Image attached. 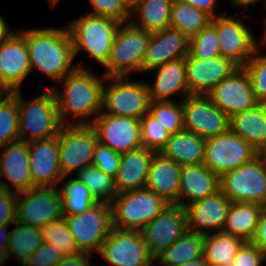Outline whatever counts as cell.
I'll list each match as a JSON object with an SVG mask.
<instances>
[{"instance_id":"cell-1","label":"cell","mask_w":266,"mask_h":266,"mask_svg":"<svg viewBox=\"0 0 266 266\" xmlns=\"http://www.w3.org/2000/svg\"><path fill=\"white\" fill-rule=\"evenodd\" d=\"M105 78L104 74L99 77L80 63L72 73L60 81L61 87L63 86L61 90L58 86H51L57 99L60 119L64 125L93 122L102 111ZM92 117L91 121L88 120Z\"/></svg>"},{"instance_id":"cell-2","label":"cell","mask_w":266,"mask_h":266,"mask_svg":"<svg viewBox=\"0 0 266 266\" xmlns=\"http://www.w3.org/2000/svg\"><path fill=\"white\" fill-rule=\"evenodd\" d=\"M26 44L31 70L38 69L54 82L72 73L74 53L68 28L26 30Z\"/></svg>"},{"instance_id":"cell-3","label":"cell","mask_w":266,"mask_h":266,"mask_svg":"<svg viewBox=\"0 0 266 266\" xmlns=\"http://www.w3.org/2000/svg\"><path fill=\"white\" fill-rule=\"evenodd\" d=\"M18 90L19 137L26 143L53 138L60 134L63 123L60 119L57 99L50 87L32 100H23Z\"/></svg>"},{"instance_id":"cell-4","label":"cell","mask_w":266,"mask_h":266,"mask_svg":"<svg viewBox=\"0 0 266 266\" xmlns=\"http://www.w3.org/2000/svg\"><path fill=\"white\" fill-rule=\"evenodd\" d=\"M121 24L114 19L91 14L68 24L74 57L80 50H84L98 63L105 66Z\"/></svg>"},{"instance_id":"cell-5","label":"cell","mask_w":266,"mask_h":266,"mask_svg":"<svg viewBox=\"0 0 266 266\" xmlns=\"http://www.w3.org/2000/svg\"><path fill=\"white\" fill-rule=\"evenodd\" d=\"M168 205L163 198L147 188L118 193L111 202L113 227L141 230Z\"/></svg>"},{"instance_id":"cell-6","label":"cell","mask_w":266,"mask_h":266,"mask_svg":"<svg viewBox=\"0 0 266 266\" xmlns=\"http://www.w3.org/2000/svg\"><path fill=\"white\" fill-rule=\"evenodd\" d=\"M151 33L137 28L131 22L122 23L113 41L109 60L105 64L106 77H124L141 73L142 62Z\"/></svg>"},{"instance_id":"cell-7","label":"cell","mask_w":266,"mask_h":266,"mask_svg":"<svg viewBox=\"0 0 266 266\" xmlns=\"http://www.w3.org/2000/svg\"><path fill=\"white\" fill-rule=\"evenodd\" d=\"M80 252L99 253L103 242L113 229L111 203L97 202L87 211L63 215Z\"/></svg>"},{"instance_id":"cell-8","label":"cell","mask_w":266,"mask_h":266,"mask_svg":"<svg viewBox=\"0 0 266 266\" xmlns=\"http://www.w3.org/2000/svg\"><path fill=\"white\" fill-rule=\"evenodd\" d=\"M105 81L102 109L106 112L101 113L137 119L148 113L150 99L146 82L128 81V76L106 77Z\"/></svg>"},{"instance_id":"cell-9","label":"cell","mask_w":266,"mask_h":266,"mask_svg":"<svg viewBox=\"0 0 266 266\" xmlns=\"http://www.w3.org/2000/svg\"><path fill=\"white\" fill-rule=\"evenodd\" d=\"M257 156L256 149L228 129L217 136L206 138L203 164L220 177Z\"/></svg>"},{"instance_id":"cell-10","label":"cell","mask_w":266,"mask_h":266,"mask_svg":"<svg viewBox=\"0 0 266 266\" xmlns=\"http://www.w3.org/2000/svg\"><path fill=\"white\" fill-rule=\"evenodd\" d=\"M219 188L232 202L266 206V164L255 157L240 168L220 176Z\"/></svg>"},{"instance_id":"cell-11","label":"cell","mask_w":266,"mask_h":266,"mask_svg":"<svg viewBox=\"0 0 266 266\" xmlns=\"http://www.w3.org/2000/svg\"><path fill=\"white\" fill-rule=\"evenodd\" d=\"M98 143L95 129L90 124L63 125L59 134V162L64 179L92 165Z\"/></svg>"},{"instance_id":"cell-12","label":"cell","mask_w":266,"mask_h":266,"mask_svg":"<svg viewBox=\"0 0 266 266\" xmlns=\"http://www.w3.org/2000/svg\"><path fill=\"white\" fill-rule=\"evenodd\" d=\"M62 217V200L57 187H33L17 193V222L42 228Z\"/></svg>"},{"instance_id":"cell-13","label":"cell","mask_w":266,"mask_h":266,"mask_svg":"<svg viewBox=\"0 0 266 266\" xmlns=\"http://www.w3.org/2000/svg\"><path fill=\"white\" fill-rule=\"evenodd\" d=\"M99 255L113 266H150L155 263L140 230L113 227Z\"/></svg>"},{"instance_id":"cell-14","label":"cell","mask_w":266,"mask_h":266,"mask_svg":"<svg viewBox=\"0 0 266 266\" xmlns=\"http://www.w3.org/2000/svg\"><path fill=\"white\" fill-rule=\"evenodd\" d=\"M219 39L220 54L230 59L238 67H243L261 47L262 40L257 43L250 29L243 21L222 13L211 19ZM259 44V45H258Z\"/></svg>"},{"instance_id":"cell-15","label":"cell","mask_w":266,"mask_h":266,"mask_svg":"<svg viewBox=\"0 0 266 266\" xmlns=\"http://www.w3.org/2000/svg\"><path fill=\"white\" fill-rule=\"evenodd\" d=\"M98 142L123 154L143 147L140 119L101 113L90 124Z\"/></svg>"},{"instance_id":"cell-16","label":"cell","mask_w":266,"mask_h":266,"mask_svg":"<svg viewBox=\"0 0 266 266\" xmlns=\"http://www.w3.org/2000/svg\"><path fill=\"white\" fill-rule=\"evenodd\" d=\"M182 100L184 129L203 138L217 136L229 129V117L207 95H188Z\"/></svg>"},{"instance_id":"cell-17","label":"cell","mask_w":266,"mask_h":266,"mask_svg":"<svg viewBox=\"0 0 266 266\" xmlns=\"http://www.w3.org/2000/svg\"><path fill=\"white\" fill-rule=\"evenodd\" d=\"M187 230L185 208L177 204H169L140 232L150 254L156 258Z\"/></svg>"},{"instance_id":"cell-18","label":"cell","mask_w":266,"mask_h":266,"mask_svg":"<svg viewBox=\"0 0 266 266\" xmlns=\"http://www.w3.org/2000/svg\"><path fill=\"white\" fill-rule=\"evenodd\" d=\"M207 96L228 117L259 104L253 95L250 78L243 67H239L217 84Z\"/></svg>"},{"instance_id":"cell-19","label":"cell","mask_w":266,"mask_h":266,"mask_svg":"<svg viewBox=\"0 0 266 266\" xmlns=\"http://www.w3.org/2000/svg\"><path fill=\"white\" fill-rule=\"evenodd\" d=\"M32 72L29 62L26 30L13 34L0 44V85L10 92L21 90V84Z\"/></svg>"},{"instance_id":"cell-20","label":"cell","mask_w":266,"mask_h":266,"mask_svg":"<svg viewBox=\"0 0 266 266\" xmlns=\"http://www.w3.org/2000/svg\"><path fill=\"white\" fill-rule=\"evenodd\" d=\"M232 201L220 190L186 205L188 231L208 234L212 230L221 232Z\"/></svg>"},{"instance_id":"cell-21","label":"cell","mask_w":266,"mask_h":266,"mask_svg":"<svg viewBox=\"0 0 266 266\" xmlns=\"http://www.w3.org/2000/svg\"><path fill=\"white\" fill-rule=\"evenodd\" d=\"M239 67L230 59L217 56L207 59L186 58L189 94L207 95L217 84Z\"/></svg>"},{"instance_id":"cell-22","label":"cell","mask_w":266,"mask_h":266,"mask_svg":"<svg viewBox=\"0 0 266 266\" xmlns=\"http://www.w3.org/2000/svg\"><path fill=\"white\" fill-rule=\"evenodd\" d=\"M30 175L33 187H56L63 181L59 162V135L29 142Z\"/></svg>"},{"instance_id":"cell-23","label":"cell","mask_w":266,"mask_h":266,"mask_svg":"<svg viewBox=\"0 0 266 266\" xmlns=\"http://www.w3.org/2000/svg\"><path fill=\"white\" fill-rule=\"evenodd\" d=\"M2 148H0V186L14 193L33 188L29 169V143L18 140ZM2 177L6 178L8 183L4 182V179L2 181Z\"/></svg>"},{"instance_id":"cell-24","label":"cell","mask_w":266,"mask_h":266,"mask_svg":"<svg viewBox=\"0 0 266 266\" xmlns=\"http://www.w3.org/2000/svg\"><path fill=\"white\" fill-rule=\"evenodd\" d=\"M189 40L184 33L171 27L151 33L141 73L150 72L167 62L186 57Z\"/></svg>"},{"instance_id":"cell-25","label":"cell","mask_w":266,"mask_h":266,"mask_svg":"<svg viewBox=\"0 0 266 266\" xmlns=\"http://www.w3.org/2000/svg\"><path fill=\"white\" fill-rule=\"evenodd\" d=\"M181 166L155 152L150 163L145 188L156 193L169 204L179 205V181Z\"/></svg>"},{"instance_id":"cell-26","label":"cell","mask_w":266,"mask_h":266,"mask_svg":"<svg viewBox=\"0 0 266 266\" xmlns=\"http://www.w3.org/2000/svg\"><path fill=\"white\" fill-rule=\"evenodd\" d=\"M219 185L220 177L206 165L181 166L179 205L184 208L192 202L208 197L220 190Z\"/></svg>"},{"instance_id":"cell-27","label":"cell","mask_w":266,"mask_h":266,"mask_svg":"<svg viewBox=\"0 0 266 266\" xmlns=\"http://www.w3.org/2000/svg\"><path fill=\"white\" fill-rule=\"evenodd\" d=\"M155 70L157 71L155 82L147 83L150 101H172L171 96L178 93L183 99L190 95L186 78V57L167 62L150 72Z\"/></svg>"},{"instance_id":"cell-28","label":"cell","mask_w":266,"mask_h":266,"mask_svg":"<svg viewBox=\"0 0 266 266\" xmlns=\"http://www.w3.org/2000/svg\"><path fill=\"white\" fill-rule=\"evenodd\" d=\"M154 153L153 150L141 147L121 154L119 169L114 178L118 193L145 188Z\"/></svg>"},{"instance_id":"cell-29","label":"cell","mask_w":266,"mask_h":266,"mask_svg":"<svg viewBox=\"0 0 266 266\" xmlns=\"http://www.w3.org/2000/svg\"><path fill=\"white\" fill-rule=\"evenodd\" d=\"M206 139L183 129L170 135L161 153L180 166L203 164Z\"/></svg>"},{"instance_id":"cell-30","label":"cell","mask_w":266,"mask_h":266,"mask_svg":"<svg viewBox=\"0 0 266 266\" xmlns=\"http://www.w3.org/2000/svg\"><path fill=\"white\" fill-rule=\"evenodd\" d=\"M229 129L258 151L266 143V104L229 117Z\"/></svg>"},{"instance_id":"cell-31","label":"cell","mask_w":266,"mask_h":266,"mask_svg":"<svg viewBox=\"0 0 266 266\" xmlns=\"http://www.w3.org/2000/svg\"><path fill=\"white\" fill-rule=\"evenodd\" d=\"M263 208L258 203L232 202L222 232L250 242Z\"/></svg>"},{"instance_id":"cell-32","label":"cell","mask_w":266,"mask_h":266,"mask_svg":"<svg viewBox=\"0 0 266 266\" xmlns=\"http://www.w3.org/2000/svg\"><path fill=\"white\" fill-rule=\"evenodd\" d=\"M174 0H139L131 10L130 22L137 28L153 33L169 27ZM136 15V16H135ZM140 20V21H139Z\"/></svg>"},{"instance_id":"cell-33","label":"cell","mask_w":266,"mask_h":266,"mask_svg":"<svg viewBox=\"0 0 266 266\" xmlns=\"http://www.w3.org/2000/svg\"><path fill=\"white\" fill-rule=\"evenodd\" d=\"M204 234L186 231L156 258L163 265L178 266L203 257Z\"/></svg>"},{"instance_id":"cell-34","label":"cell","mask_w":266,"mask_h":266,"mask_svg":"<svg viewBox=\"0 0 266 266\" xmlns=\"http://www.w3.org/2000/svg\"><path fill=\"white\" fill-rule=\"evenodd\" d=\"M244 241L224 232L204 234L203 258L210 266L233 261Z\"/></svg>"},{"instance_id":"cell-35","label":"cell","mask_w":266,"mask_h":266,"mask_svg":"<svg viewBox=\"0 0 266 266\" xmlns=\"http://www.w3.org/2000/svg\"><path fill=\"white\" fill-rule=\"evenodd\" d=\"M211 17L198 8L180 1H173L169 27L184 33L189 39L211 22Z\"/></svg>"},{"instance_id":"cell-36","label":"cell","mask_w":266,"mask_h":266,"mask_svg":"<svg viewBox=\"0 0 266 266\" xmlns=\"http://www.w3.org/2000/svg\"><path fill=\"white\" fill-rule=\"evenodd\" d=\"M11 230L8 251L23 265L44 242L42 229L15 221Z\"/></svg>"},{"instance_id":"cell-37","label":"cell","mask_w":266,"mask_h":266,"mask_svg":"<svg viewBox=\"0 0 266 266\" xmlns=\"http://www.w3.org/2000/svg\"><path fill=\"white\" fill-rule=\"evenodd\" d=\"M63 215H76L87 211L98 201L78 178H70L59 189Z\"/></svg>"},{"instance_id":"cell-38","label":"cell","mask_w":266,"mask_h":266,"mask_svg":"<svg viewBox=\"0 0 266 266\" xmlns=\"http://www.w3.org/2000/svg\"><path fill=\"white\" fill-rule=\"evenodd\" d=\"M76 175L98 202L111 203L118 195L114 178L94 165L84 167Z\"/></svg>"},{"instance_id":"cell-39","label":"cell","mask_w":266,"mask_h":266,"mask_svg":"<svg viewBox=\"0 0 266 266\" xmlns=\"http://www.w3.org/2000/svg\"><path fill=\"white\" fill-rule=\"evenodd\" d=\"M18 122V90H16L0 104V148L20 140Z\"/></svg>"},{"instance_id":"cell-40","label":"cell","mask_w":266,"mask_h":266,"mask_svg":"<svg viewBox=\"0 0 266 266\" xmlns=\"http://www.w3.org/2000/svg\"><path fill=\"white\" fill-rule=\"evenodd\" d=\"M148 113L171 135L184 129L182 100L174 101H150Z\"/></svg>"},{"instance_id":"cell-41","label":"cell","mask_w":266,"mask_h":266,"mask_svg":"<svg viewBox=\"0 0 266 266\" xmlns=\"http://www.w3.org/2000/svg\"><path fill=\"white\" fill-rule=\"evenodd\" d=\"M221 56L219 39L215 26L210 22L189 40L186 58L207 59Z\"/></svg>"},{"instance_id":"cell-42","label":"cell","mask_w":266,"mask_h":266,"mask_svg":"<svg viewBox=\"0 0 266 266\" xmlns=\"http://www.w3.org/2000/svg\"><path fill=\"white\" fill-rule=\"evenodd\" d=\"M41 229L44 242L54 245L64 256L80 253L63 217Z\"/></svg>"},{"instance_id":"cell-43","label":"cell","mask_w":266,"mask_h":266,"mask_svg":"<svg viewBox=\"0 0 266 266\" xmlns=\"http://www.w3.org/2000/svg\"><path fill=\"white\" fill-rule=\"evenodd\" d=\"M260 47L243 66L250 78L253 95L260 104H266V54H260Z\"/></svg>"},{"instance_id":"cell-44","label":"cell","mask_w":266,"mask_h":266,"mask_svg":"<svg viewBox=\"0 0 266 266\" xmlns=\"http://www.w3.org/2000/svg\"><path fill=\"white\" fill-rule=\"evenodd\" d=\"M142 145L155 152H161L170 138V133L149 113L140 118Z\"/></svg>"},{"instance_id":"cell-45","label":"cell","mask_w":266,"mask_h":266,"mask_svg":"<svg viewBox=\"0 0 266 266\" xmlns=\"http://www.w3.org/2000/svg\"><path fill=\"white\" fill-rule=\"evenodd\" d=\"M92 8L91 15L114 19L120 23L131 20V11L120 0H89Z\"/></svg>"},{"instance_id":"cell-46","label":"cell","mask_w":266,"mask_h":266,"mask_svg":"<svg viewBox=\"0 0 266 266\" xmlns=\"http://www.w3.org/2000/svg\"><path fill=\"white\" fill-rule=\"evenodd\" d=\"M120 159V153L98 142L94 151L92 165L115 178L119 169Z\"/></svg>"},{"instance_id":"cell-47","label":"cell","mask_w":266,"mask_h":266,"mask_svg":"<svg viewBox=\"0 0 266 266\" xmlns=\"http://www.w3.org/2000/svg\"><path fill=\"white\" fill-rule=\"evenodd\" d=\"M63 257L54 245L43 242L22 266H55Z\"/></svg>"},{"instance_id":"cell-48","label":"cell","mask_w":266,"mask_h":266,"mask_svg":"<svg viewBox=\"0 0 266 266\" xmlns=\"http://www.w3.org/2000/svg\"><path fill=\"white\" fill-rule=\"evenodd\" d=\"M266 255L250 242H244L238 249L233 262L235 266H262Z\"/></svg>"},{"instance_id":"cell-49","label":"cell","mask_w":266,"mask_h":266,"mask_svg":"<svg viewBox=\"0 0 266 266\" xmlns=\"http://www.w3.org/2000/svg\"><path fill=\"white\" fill-rule=\"evenodd\" d=\"M17 193L0 187V225H9L16 221Z\"/></svg>"},{"instance_id":"cell-50","label":"cell","mask_w":266,"mask_h":266,"mask_svg":"<svg viewBox=\"0 0 266 266\" xmlns=\"http://www.w3.org/2000/svg\"><path fill=\"white\" fill-rule=\"evenodd\" d=\"M250 243L256 245L266 255V206L262 210Z\"/></svg>"},{"instance_id":"cell-51","label":"cell","mask_w":266,"mask_h":266,"mask_svg":"<svg viewBox=\"0 0 266 266\" xmlns=\"http://www.w3.org/2000/svg\"><path fill=\"white\" fill-rule=\"evenodd\" d=\"M91 256L92 254L84 252L66 255L55 266H92L90 262Z\"/></svg>"},{"instance_id":"cell-52","label":"cell","mask_w":266,"mask_h":266,"mask_svg":"<svg viewBox=\"0 0 266 266\" xmlns=\"http://www.w3.org/2000/svg\"><path fill=\"white\" fill-rule=\"evenodd\" d=\"M180 2L187 3L191 6L198 8L199 10L208 14L211 18L222 15L221 13H216L217 0H176Z\"/></svg>"},{"instance_id":"cell-53","label":"cell","mask_w":266,"mask_h":266,"mask_svg":"<svg viewBox=\"0 0 266 266\" xmlns=\"http://www.w3.org/2000/svg\"><path fill=\"white\" fill-rule=\"evenodd\" d=\"M15 31H11L9 26L5 22V18L0 15V44L9 39Z\"/></svg>"},{"instance_id":"cell-54","label":"cell","mask_w":266,"mask_h":266,"mask_svg":"<svg viewBox=\"0 0 266 266\" xmlns=\"http://www.w3.org/2000/svg\"><path fill=\"white\" fill-rule=\"evenodd\" d=\"M9 225H0V248L8 249L11 231H7ZM7 231V233H6Z\"/></svg>"},{"instance_id":"cell-55","label":"cell","mask_w":266,"mask_h":266,"mask_svg":"<svg viewBox=\"0 0 266 266\" xmlns=\"http://www.w3.org/2000/svg\"><path fill=\"white\" fill-rule=\"evenodd\" d=\"M232 4L237 7H244L243 9H248L249 7L253 6L254 4L258 3L259 0H231Z\"/></svg>"},{"instance_id":"cell-56","label":"cell","mask_w":266,"mask_h":266,"mask_svg":"<svg viewBox=\"0 0 266 266\" xmlns=\"http://www.w3.org/2000/svg\"><path fill=\"white\" fill-rule=\"evenodd\" d=\"M178 266H210L209 263L202 257L198 260H192L186 263H183Z\"/></svg>"},{"instance_id":"cell-57","label":"cell","mask_w":266,"mask_h":266,"mask_svg":"<svg viewBox=\"0 0 266 266\" xmlns=\"http://www.w3.org/2000/svg\"><path fill=\"white\" fill-rule=\"evenodd\" d=\"M10 257L8 249L0 248V266H2Z\"/></svg>"},{"instance_id":"cell-58","label":"cell","mask_w":266,"mask_h":266,"mask_svg":"<svg viewBox=\"0 0 266 266\" xmlns=\"http://www.w3.org/2000/svg\"><path fill=\"white\" fill-rule=\"evenodd\" d=\"M11 92L3 85H0V104Z\"/></svg>"},{"instance_id":"cell-59","label":"cell","mask_w":266,"mask_h":266,"mask_svg":"<svg viewBox=\"0 0 266 266\" xmlns=\"http://www.w3.org/2000/svg\"><path fill=\"white\" fill-rule=\"evenodd\" d=\"M257 152L258 157L266 164V143Z\"/></svg>"},{"instance_id":"cell-60","label":"cell","mask_w":266,"mask_h":266,"mask_svg":"<svg viewBox=\"0 0 266 266\" xmlns=\"http://www.w3.org/2000/svg\"><path fill=\"white\" fill-rule=\"evenodd\" d=\"M124 3V5L131 11L139 0H120Z\"/></svg>"},{"instance_id":"cell-61","label":"cell","mask_w":266,"mask_h":266,"mask_svg":"<svg viewBox=\"0 0 266 266\" xmlns=\"http://www.w3.org/2000/svg\"><path fill=\"white\" fill-rule=\"evenodd\" d=\"M264 27H265V32L263 33V37H262V46H264L266 48V20L264 21Z\"/></svg>"},{"instance_id":"cell-62","label":"cell","mask_w":266,"mask_h":266,"mask_svg":"<svg viewBox=\"0 0 266 266\" xmlns=\"http://www.w3.org/2000/svg\"><path fill=\"white\" fill-rule=\"evenodd\" d=\"M217 266H235L233 261H228Z\"/></svg>"},{"instance_id":"cell-63","label":"cell","mask_w":266,"mask_h":266,"mask_svg":"<svg viewBox=\"0 0 266 266\" xmlns=\"http://www.w3.org/2000/svg\"><path fill=\"white\" fill-rule=\"evenodd\" d=\"M52 2V5H55L59 0H49Z\"/></svg>"}]
</instances>
